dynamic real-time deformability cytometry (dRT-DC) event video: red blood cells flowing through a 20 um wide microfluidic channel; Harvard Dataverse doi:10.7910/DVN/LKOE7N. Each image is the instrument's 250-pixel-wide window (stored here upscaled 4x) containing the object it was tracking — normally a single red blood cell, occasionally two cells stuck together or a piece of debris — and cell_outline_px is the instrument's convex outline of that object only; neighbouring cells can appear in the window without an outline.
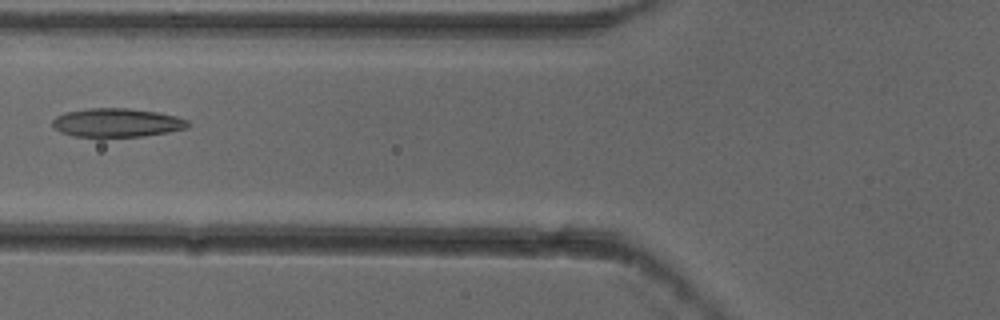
{"species": "common noctule bat (a hibernating species)", "species_latin": "Nyctalus noctula", "temperature_condition": "cold", "stored_images_in_passage": 4, "camera_frame_rate_fps": 3000, "um_per_image_px": 0.085, "animal": {"sex": "female"}, "frame": {"image": 1, "passage_image": 4, "time_ms": 1.0, "image_size_px": [1000, 320], "cell_outline_px": [[188, 128], [168, 132], [144, 136], [72, 136], [60, 132], [52, 124], [52, 120], [56, 116], [64, 112], [88, 108], [128, 108], [160, 112], [176, 116], [188, 120]], "centroid_in_image_um": [9.94, 10.41], "position_along_channel_um": 115.9, "area_um2": 22.66}}